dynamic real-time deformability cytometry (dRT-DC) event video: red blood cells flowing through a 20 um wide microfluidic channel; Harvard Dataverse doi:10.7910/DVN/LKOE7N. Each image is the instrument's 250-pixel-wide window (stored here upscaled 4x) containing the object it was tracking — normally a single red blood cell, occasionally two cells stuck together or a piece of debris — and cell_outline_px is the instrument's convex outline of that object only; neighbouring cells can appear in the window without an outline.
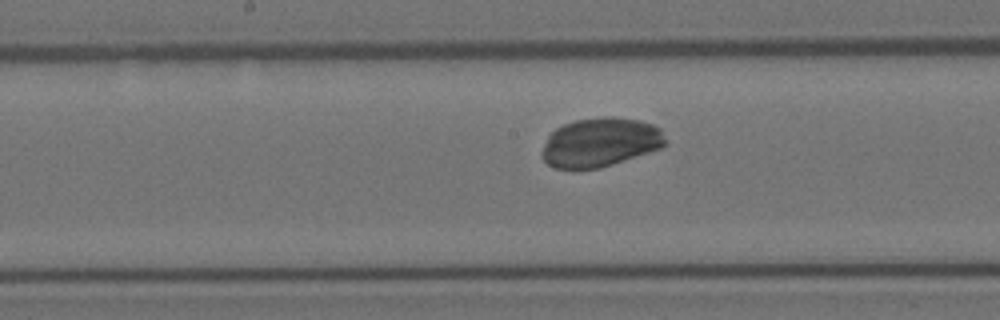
{"species": "Egyptian fruit bat (a non-hibernating species)", "species_latin": "Rousettus aegyptiacus", "temperature_condition": "room temperature", "stored_images_in_passage": 50, "camera_frame_rate_fps": 3000, "um_per_image_px": 0.085, "animal": {"sex": "female"}, "frame": {"image": 1, "passage_image": 24, "time_ms": 7.667, "image_size_px": [1000, 320], "cell_outline_px": [[668, 144], [660, 148], [600, 168], [556, 168], [548, 164], [540, 156], [540, 152], [548, 136], [556, 128], [564, 124], [576, 120], [604, 116], [612, 116], [640, 120], [652, 124], [660, 128], [668, 140]], "centroid_in_image_um": [51.03, 12.08], "position_along_channel_um": 197.2, "area_um2": 35.32}}
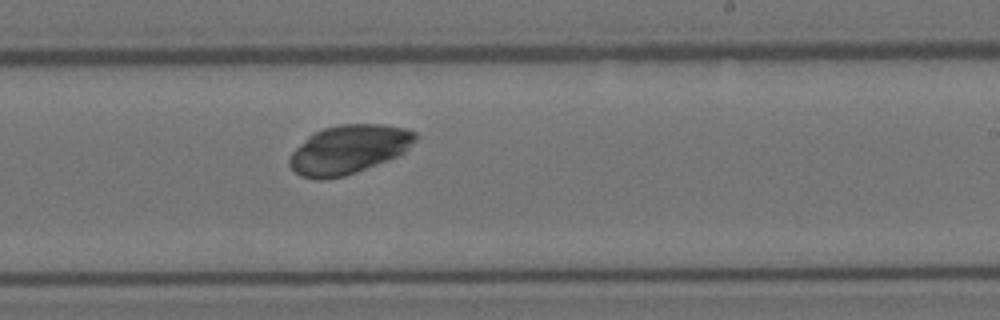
{"frame": {"image": 2, "passage_image": 29, "time_ms": 9.333, "image_size_px": [1000, 320], "cell_outline_px": [[416, 140], [404, 152], [396, 156], [356, 172], [344, 176], [320, 180], [300, 176], [288, 164], [288, 160], [292, 152], [312, 132], [324, 128], [340, 124], [384, 124], [408, 128], [416, 132]], "centroid_in_image_um": [29.63, 12.69], "position_along_channel_um": 259.4, "area_um2": 35.72}}